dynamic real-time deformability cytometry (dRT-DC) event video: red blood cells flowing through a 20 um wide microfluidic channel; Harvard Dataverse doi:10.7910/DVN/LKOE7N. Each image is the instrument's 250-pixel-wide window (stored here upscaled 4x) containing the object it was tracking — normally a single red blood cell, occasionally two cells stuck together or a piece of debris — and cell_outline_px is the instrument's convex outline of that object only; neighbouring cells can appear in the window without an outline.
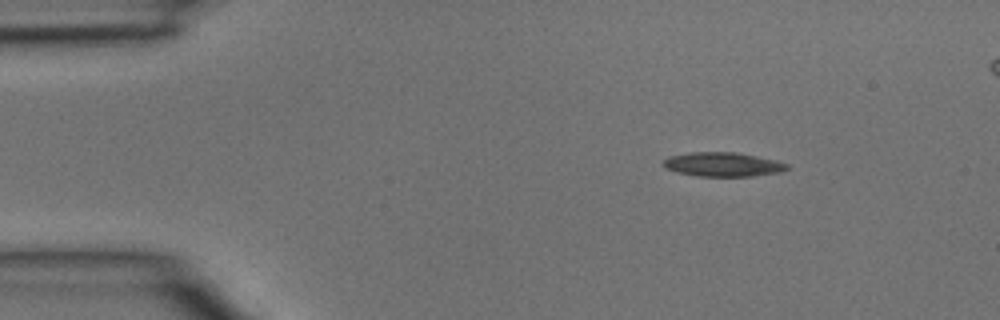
{"species": "common noctule bat (a hibernating species)", "species_latin": "Nyctalus noctula", "temperature_condition": "room temperature", "stored_images_in_passage": 3, "camera_frame_rate_fps": 3000, "um_per_image_px": 0.085, "animal": {"sex": "male", "body_mass_g": 15.6}, "frame": {"image": 1, "passage_image": 1, "time_ms": 0.0, "image_size_px": [1000, 320], "cell_outline_px": [[792, 168], [780, 172], [752, 176], [696, 176], [676, 172], [664, 168], [660, 164], [668, 156], [688, 152], [736, 152], [776, 160], [788, 164]], "centroid_in_image_um": [61.41, 13.97], "position_along_channel_um": 23.6, "area_um2": 17.69}}